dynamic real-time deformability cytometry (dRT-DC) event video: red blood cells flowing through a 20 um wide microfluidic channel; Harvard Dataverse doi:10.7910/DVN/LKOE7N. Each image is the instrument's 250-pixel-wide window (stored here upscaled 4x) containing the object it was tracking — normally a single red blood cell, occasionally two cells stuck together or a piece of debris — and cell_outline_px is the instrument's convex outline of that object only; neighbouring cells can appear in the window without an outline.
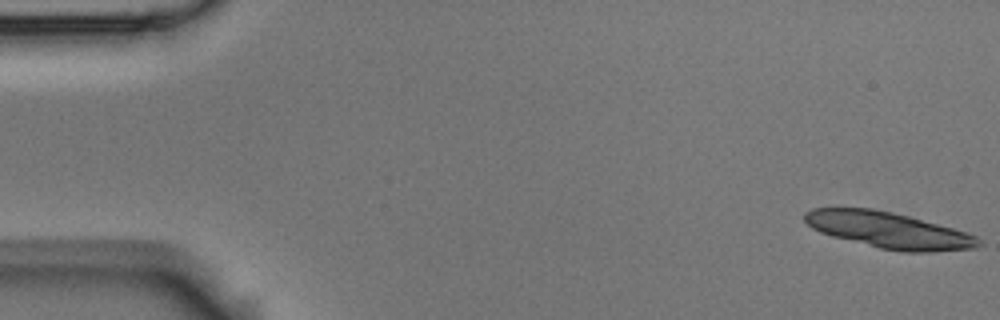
{"species": "Egyptian fruit bat (a non-hibernating species)", "species_latin": "Rousettus aegyptiacus", "temperature_condition": "room temperature", "stored_images_in_passage": 9, "camera_frame_rate_fps": 3000, "um_per_image_px": 0.085, "animal": {"sex": "male"}, "frame": {"image": 1, "passage_image": 1, "time_ms": 0.0, "image_size_px": [1000, 320], "cell_outline_px": [[984, 244], [976, 248], [932, 252], [904, 252], [880, 248], [832, 236], [820, 232], [812, 228], [804, 220], [804, 212], [812, 208], [872, 208], [892, 212], [908, 216], [952, 228], [976, 236]], "centroid_in_image_um": [75.53, 19.57], "position_along_channel_um": 9.5, "area_um2": 36.41}}
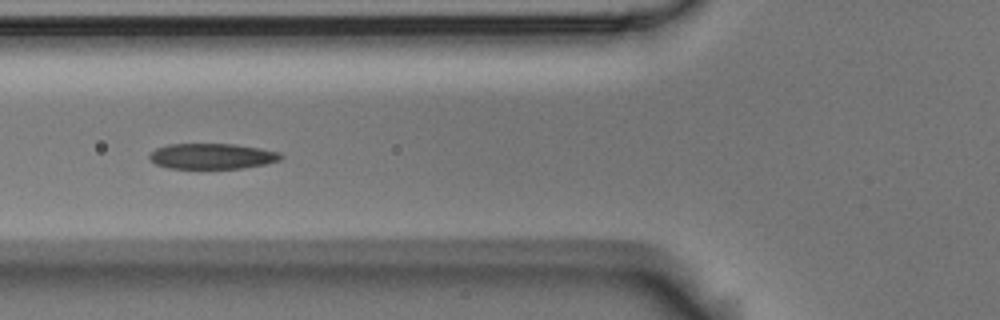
{"frame": {"image": 2, "passage_image": 6, "time_ms": 1.667, "image_size_px": [1000, 320], "cell_outline_px": [[284, 156], [280, 160], [264, 164], [244, 168], [168, 168], [156, 164], [148, 156], [156, 148], [168, 144], [236, 144], [260, 148], [280, 152]], "centroid_in_image_um": [18.05, 13.27], "position_along_channel_um": 107.7, "area_um2": 19.54}}
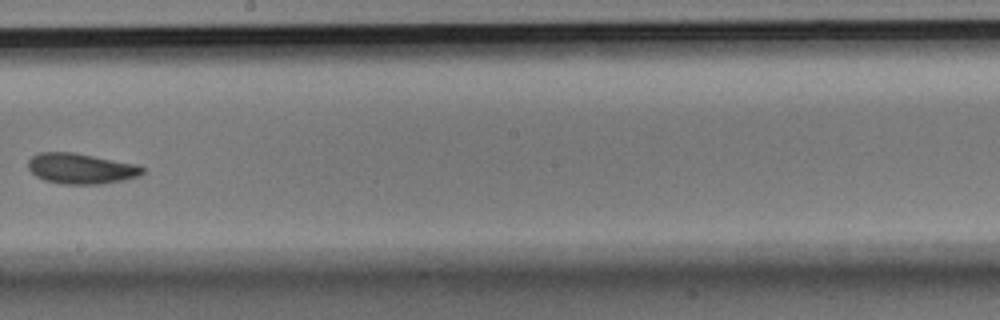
{"frame": {"image": 3, "passage_image": 9, "time_ms": 2.667, "image_size_px": [1000, 320], "cell_outline_px": [[144, 172], [140, 176], [124, 180], [100, 184], [64, 184], [44, 180], [36, 176], [28, 168], [28, 160], [32, 156], [40, 152], [72, 152], [136, 164], [144, 168]], "centroid_in_image_um": [6.88, 14.33], "position_along_channel_um": 241.3, "area_um2": 20.29}}